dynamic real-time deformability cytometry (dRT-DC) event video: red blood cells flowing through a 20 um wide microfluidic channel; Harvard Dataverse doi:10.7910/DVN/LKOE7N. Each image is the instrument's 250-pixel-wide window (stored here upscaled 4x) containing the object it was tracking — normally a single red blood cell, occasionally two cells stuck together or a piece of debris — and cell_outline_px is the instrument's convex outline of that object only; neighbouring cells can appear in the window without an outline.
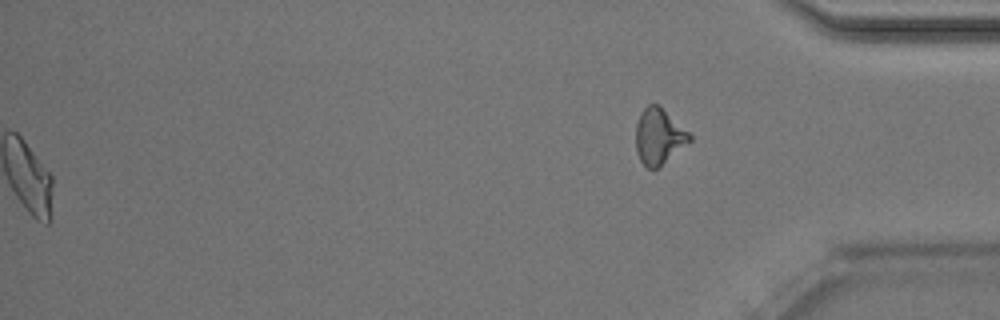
{"species": "Egyptian fruit bat (a non-hibernating species)", "species_latin": "Rousettus aegyptiacus", "temperature_condition": "room temperature", "stored_images_in_passage": 51, "segment_of_instrument_passage": [2, 2], "camera_frame_rate_fps": 3000, "um_per_image_px": 0.085, "animal": {"sex": "male"}, "frame": {"image": 1, "passage_image": 51, "time_ms": 16.667, "image_size_px": [1000, 320], "cell_outline_px": [[692, 140], [652, 172], [640, 160], [636, 152], [636, 124], [640, 112], [648, 104], [656, 104], [688, 132], [692, 136]], "centroid_in_image_um": [55.97, 11.63], "position_along_channel_um": 379.2, "area_um2": 17.17}}